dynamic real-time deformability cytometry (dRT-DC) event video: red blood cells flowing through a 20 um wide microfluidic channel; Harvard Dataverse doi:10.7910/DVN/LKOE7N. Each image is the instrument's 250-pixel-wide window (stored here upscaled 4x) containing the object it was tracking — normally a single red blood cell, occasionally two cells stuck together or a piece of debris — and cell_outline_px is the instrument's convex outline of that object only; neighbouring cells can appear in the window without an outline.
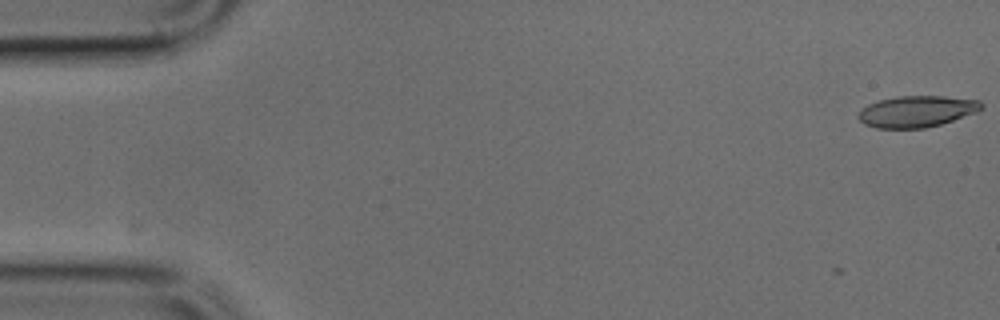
{"species": "common noctule bat (a hibernating species)", "species_latin": "Nyctalus noctula", "temperature_condition": "cold", "stored_images_in_passage": 2, "camera_frame_rate_fps": 3000, "um_per_image_px": 0.085, "animal": {"sex": "male", "body_mass_g": 17.9, "forearm_length_mm": 54.2}, "frame": {"image": 1, "passage_image": 2, "time_ms": 0.333, "image_size_px": [1000, 320], "cell_outline_px": [[984, 108], [976, 112], [940, 124], [924, 128], [876, 128], [864, 124], [856, 116], [868, 104], [880, 100], [896, 96], [944, 96], [980, 100], [984, 104]], "centroid_in_image_um": [77.94, 9.46], "position_along_channel_um": 7.1, "area_um2": 22.43}}